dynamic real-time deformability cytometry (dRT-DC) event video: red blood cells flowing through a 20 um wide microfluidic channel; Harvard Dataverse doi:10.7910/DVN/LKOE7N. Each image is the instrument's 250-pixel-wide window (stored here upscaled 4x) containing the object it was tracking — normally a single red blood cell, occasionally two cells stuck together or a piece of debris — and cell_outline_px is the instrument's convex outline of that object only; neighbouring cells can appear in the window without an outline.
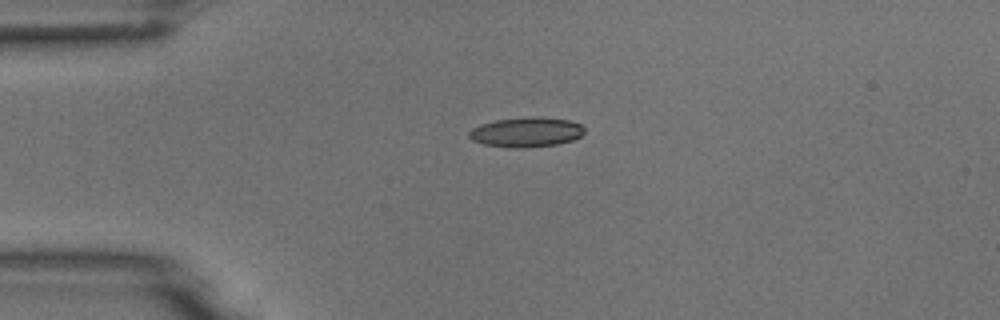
{"species": "common noctule bat (a hibernating species)", "species_latin": "Nyctalus noctula", "temperature_condition": "room temperature", "stored_images_in_passage": 5, "camera_frame_rate_fps": 3000, "um_per_image_px": 0.085, "animal": {"sex": "male", "body_mass_g": 18.8}, "frame": {"image": 1, "passage_image": 1, "time_ms": 0.0, "image_size_px": [1000, 320], "cell_outline_px": [[584, 132], [580, 136], [572, 140], [556, 144], [520, 148], [512, 148], [484, 144], [472, 140], [468, 136], [468, 132], [472, 128], [480, 124], [496, 120], [524, 116], [540, 116], [568, 120], [580, 124], [584, 128]], "centroid_in_image_um": [44.71, 11.21], "position_along_channel_um": 40.3, "area_um2": 20.11}}